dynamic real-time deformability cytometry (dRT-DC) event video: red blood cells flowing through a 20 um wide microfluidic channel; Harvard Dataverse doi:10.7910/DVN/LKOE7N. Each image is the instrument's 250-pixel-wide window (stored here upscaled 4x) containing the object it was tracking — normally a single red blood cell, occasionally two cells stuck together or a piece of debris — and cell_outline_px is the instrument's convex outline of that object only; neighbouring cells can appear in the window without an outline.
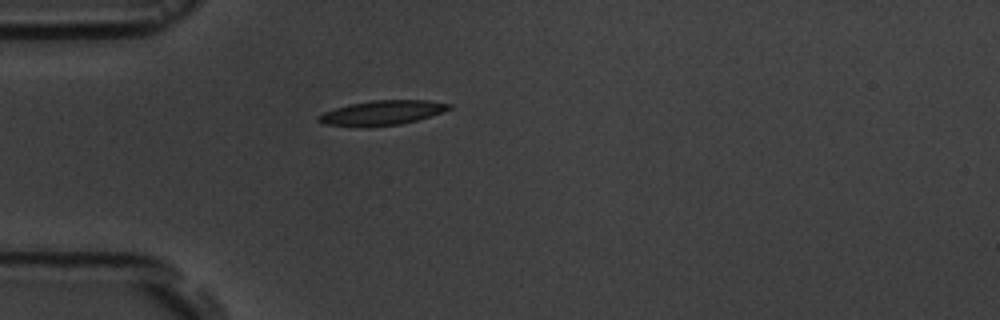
{"species": "common noctule bat (a hibernating species)", "species_latin": "Nyctalus noctula", "temperature_condition": "room temperature", "stored_images_in_passage": 1, "camera_frame_rate_fps": 3000, "um_per_image_px": 0.085, "animal": {"sex": "male", "body_mass_g": 19.5, "forearm_length_mm": 54.6}, "frame": {"image": 1, "passage_image": 1, "time_ms": 0.0, "image_size_px": [1000, 320], "cell_outline_px": [[452, 108], [444, 112], [416, 120], [400, 124], [368, 128], [324, 124], [316, 120], [316, 116], [324, 112], [336, 108], [352, 104], [372, 100], [428, 100], [452, 104]], "centroid_in_image_um": [32.47, 9.6], "position_along_channel_um": 52.5, "area_um2": 18.9}}